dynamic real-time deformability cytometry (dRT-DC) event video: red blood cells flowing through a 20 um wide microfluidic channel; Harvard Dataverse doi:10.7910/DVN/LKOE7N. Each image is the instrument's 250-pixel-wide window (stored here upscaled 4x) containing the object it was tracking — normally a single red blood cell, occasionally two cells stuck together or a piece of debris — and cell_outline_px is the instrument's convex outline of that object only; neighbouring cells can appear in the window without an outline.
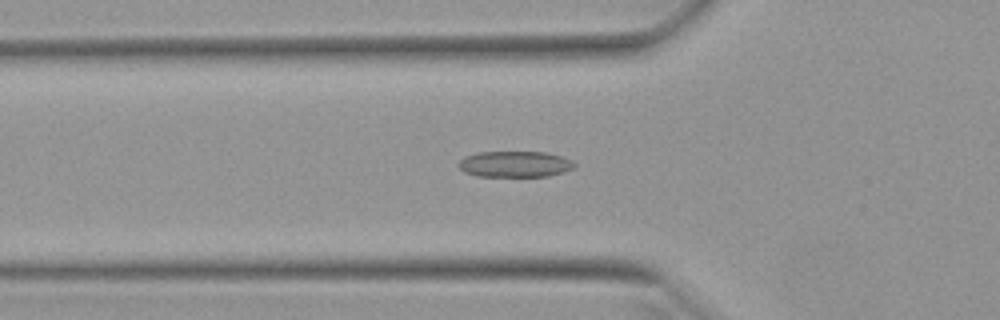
{"species": "Egyptian fruit bat (a non-hibernating species)", "species_latin": "Rousettus aegyptiacus", "temperature_condition": "warm", "stored_images_in_passage": 46, "camera_frame_rate_fps": 3000, "um_per_image_px": 0.085, "animal": {"sex": "female"}, "frame": {"image": 1, "passage_image": 11, "time_ms": 3.333, "image_size_px": [1000, 320], "cell_outline_px": [[576, 168], [564, 172], [548, 176], [476, 176], [464, 172], [456, 164], [464, 156], [476, 152], [544, 152], [560, 156], [572, 160], [576, 164]], "centroid_in_image_um": [43.76, 13.95], "position_along_channel_um": 82.0, "area_um2": 17.74}}
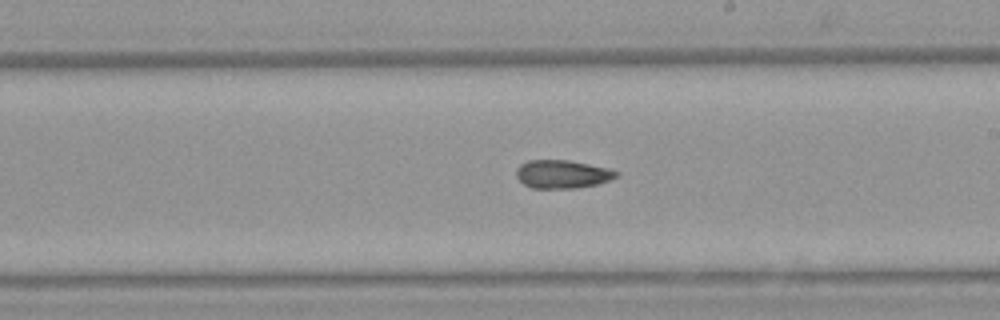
{"frame": {"image": 2, "passage_image": 23, "time_ms": 7.333, "image_size_px": [1000, 320], "cell_outline_px": [[620, 172], [616, 176], [608, 180], [596, 184], [576, 188], [532, 188], [524, 184], [516, 176], [516, 168], [520, 164], [528, 160], [568, 160], [608, 168]], "centroid_in_image_um": [47.76, 14.8], "position_along_channel_um": 241.2, "area_um2": 16.36}}
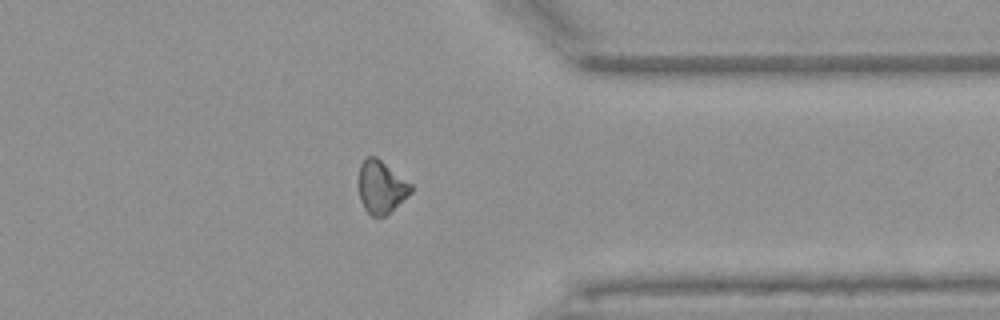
{"frame": {"image": 3, "passage_image": 34, "time_ms": 11.0, "image_size_px": [1000, 320], "cell_outline_px": [[412, 192], [408, 196], [384, 216], [372, 216], [364, 208], [360, 200], [356, 184], [360, 164], [368, 156], [376, 156], [412, 184]], "centroid_in_image_um": [32.36, 15.88], "position_along_channel_um": 379.0, "area_um2": 16.24}, "authors_computed_cell_mechanics": {"area_um2": 16.8776, "velocity_mm_per_s": 3.9721, "shape_relaxation_time_tau1_ms": 7.1015, "shape_relaxation_time_tau2_ms": 6.8789, "deformation_change_tau1": 0.1606, "deformation_change_tau2": 0.148}}